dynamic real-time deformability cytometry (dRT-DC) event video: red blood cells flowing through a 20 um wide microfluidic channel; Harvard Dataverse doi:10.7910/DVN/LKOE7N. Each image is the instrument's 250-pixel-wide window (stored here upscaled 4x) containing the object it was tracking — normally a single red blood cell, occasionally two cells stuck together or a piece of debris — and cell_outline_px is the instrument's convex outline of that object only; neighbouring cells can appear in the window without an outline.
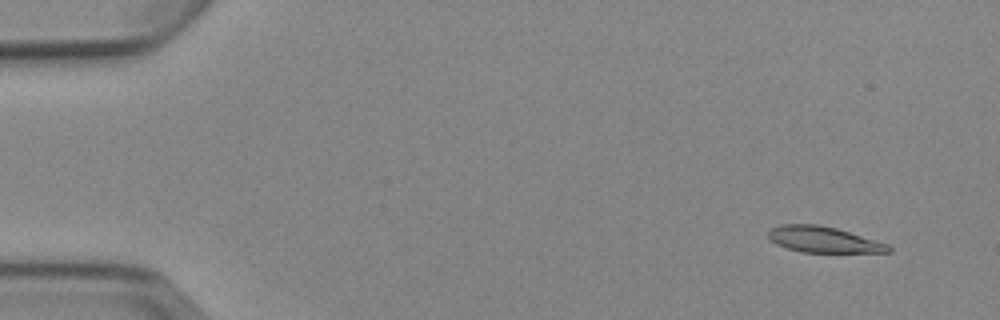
{"species": "Egyptian fruit bat (a non-hibernating species)", "species_latin": "Rousettus aegyptiacus", "temperature_condition": "cold", "stored_images_in_passage": 5, "camera_frame_rate_fps": 3000, "um_per_image_px": 0.085, "animal": {"sex": "female"}, "frame": {"image": 1, "passage_image": 1, "time_ms": 0.0, "image_size_px": [1000, 320], "cell_outline_px": [[892, 252], [804, 252], [788, 248], [776, 244], [768, 236], [768, 232], [772, 228], [780, 224], [816, 224], [836, 228], [888, 244], [892, 248]], "centroid_in_image_um": [69.99, 20.36], "position_along_channel_um": 15.0, "area_um2": 17.92}}
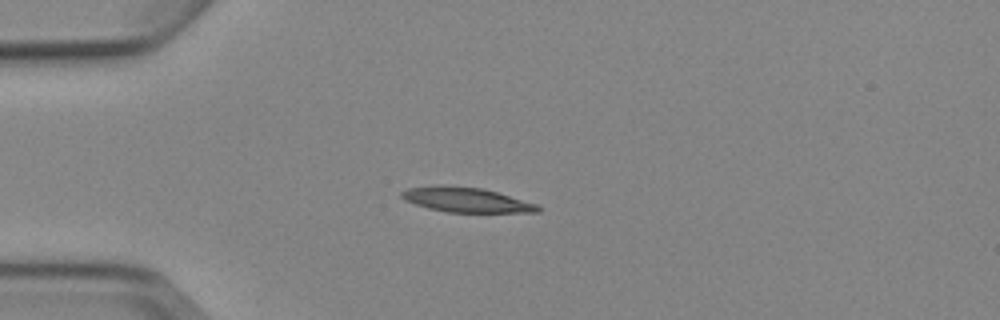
{"frame": {"image": 2, "passage_image": 4, "time_ms": 3.333, "image_size_px": [1000, 320], "cell_outline_px": [[540, 212], [448, 212], [428, 208], [404, 200], [400, 196], [400, 192], [408, 188], [440, 184], [480, 188], [496, 192], [536, 204], [540, 208]], "centroid_in_image_um": [39.56, 16.97], "position_along_channel_um": 45.4, "area_um2": 19.48}}